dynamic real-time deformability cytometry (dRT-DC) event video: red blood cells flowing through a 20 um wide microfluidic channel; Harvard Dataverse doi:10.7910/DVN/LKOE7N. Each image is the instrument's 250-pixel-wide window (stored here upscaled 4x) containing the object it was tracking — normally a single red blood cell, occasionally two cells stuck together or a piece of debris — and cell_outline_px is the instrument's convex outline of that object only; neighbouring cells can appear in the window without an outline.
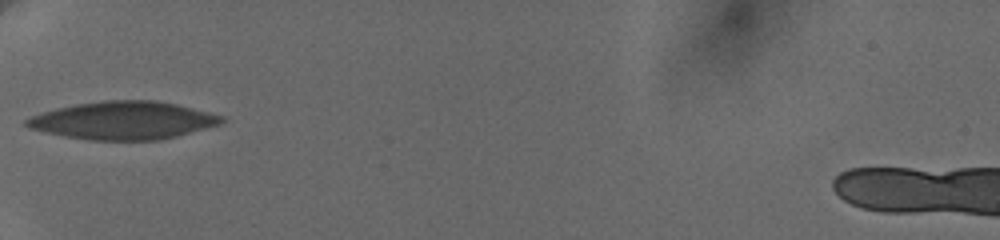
{"species": "human", "species_latin": "Homo sapiens", "temperature_condition": "cold", "stored_images_in_passage": 3, "camera_frame_rate_fps": 3000, "um_per_image_px": 0.085, "donor": {"sex": "female"}, "frame": {"image": 1, "passage_image": 1, "time_ms": 0.0, "image_size_px": [1000, 240], "cell_outline_px": [[224, 120], [220, 124], [176, 136], [160, 140], [88, 140], [64, 136], [32, 128], [24, 124], [24, 120], [32, 116], [56, 108], [76, 104], [104, 100], [156, 100], [176, 104], [224, 116]], "centroid_in_image_um": [10.49, 10.23], "position_along_channel_um": 74.5, "area_um2": 42.71}}
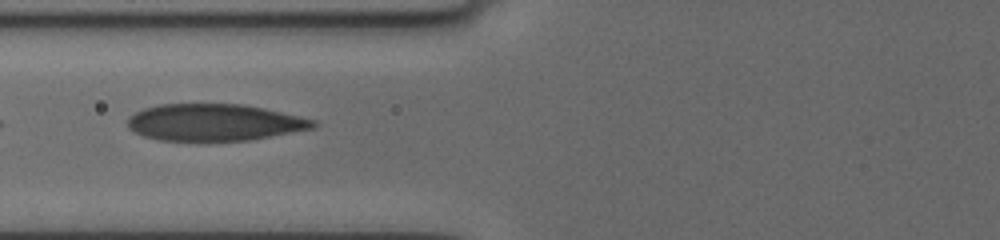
{"frame": {"image": 2, "passage_image": 2, "time_ms": 1.0, "image_size_px": [1000, 240], "cell_outline_px": [[316, 124], [312, 128], [252, 140], [156, 140], [132, 132], [128, 128], [128, 116], [144, 108], [160, 104], [244, 104], [264, 108], [300, 116], [316, 120]], "centroid_in_image_um": [18.19, 10.4], "position_along_channel_um": 107.6, "area_um2": 39.77}}